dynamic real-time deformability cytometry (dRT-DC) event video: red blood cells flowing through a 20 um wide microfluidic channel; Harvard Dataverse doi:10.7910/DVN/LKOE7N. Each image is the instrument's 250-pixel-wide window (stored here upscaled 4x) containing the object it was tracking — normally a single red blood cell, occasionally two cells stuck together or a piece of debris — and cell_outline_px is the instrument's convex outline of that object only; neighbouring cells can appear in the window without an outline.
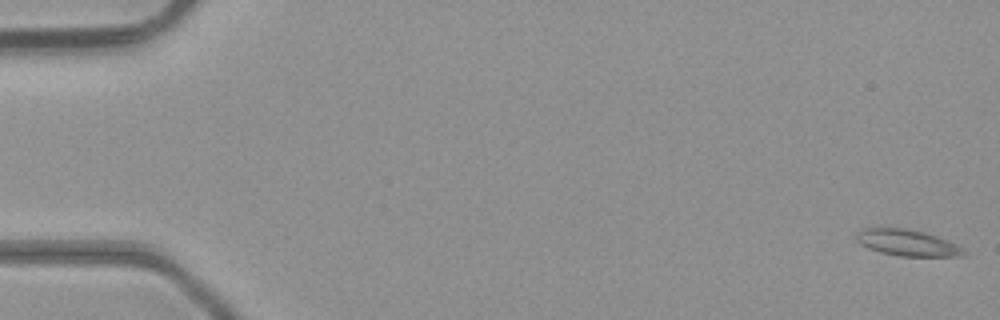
{"species": "common noctule bat (a hibernating species)", "species_latin": "Nyctalus noctula", "temperature_condition": "room temperature", "stored_images_in_passage": 15, "camera_frame_rate_fps": 3000, "um_per_image_px": 0.085, "animal": {"sex": "male", "body_mass_g": 23.1, "forearm_length_mm": 52.7}, "frame": {"image": 1, "passage_image": 1, "time_ms": 0.0, "image_size_px": [1000, 320], "cell_outline_px": [[968, 256], [900, 256], [880, 252], [868, 248], [860, 244], [856, 240], [856, 232], [860, 228], [908, 228], [924, 232], [936, 236], [956, 244], [964, 248]], "centroid_in_image_um": [77.11, 20.63], "position_along_channel_um": 7.9, "area_um2": 16.59}}
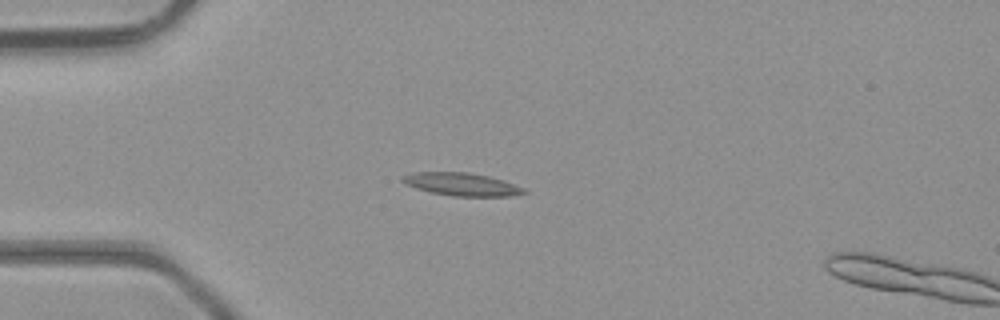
{"frame": {"image": 2, "passage_image": 13, "time_ms": 4.0, "image_size_px": [1000, 320], "cell_outline_px": [[528, 192], [512, 196], [452, 196], [432, 192], [416, 188], [404, 184], [400, 180], [400, 176], [412, 172], [468, 172], [488, 176], [504, 180], [524, 188]], "centroid_in_image_um": [39.21, 15.66], "position_along_channel_um": 45.8, "area_um2": 16.3}}